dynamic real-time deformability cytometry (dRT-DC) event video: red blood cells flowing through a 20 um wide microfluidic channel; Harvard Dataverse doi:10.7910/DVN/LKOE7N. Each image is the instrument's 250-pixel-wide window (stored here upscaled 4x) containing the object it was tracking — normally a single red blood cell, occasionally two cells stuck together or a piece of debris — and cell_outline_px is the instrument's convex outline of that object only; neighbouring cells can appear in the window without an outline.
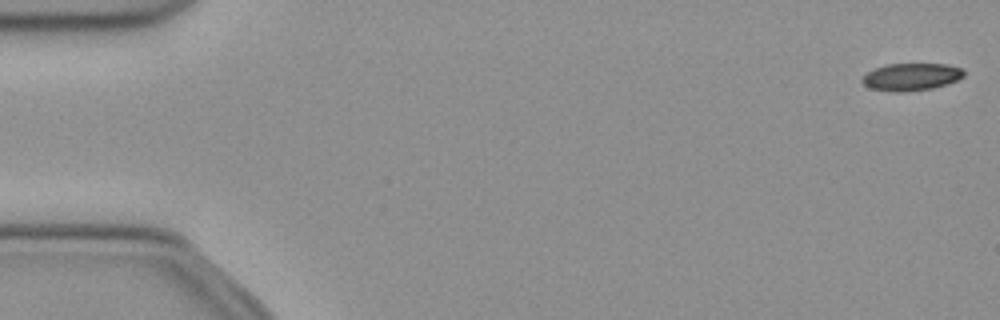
{"species": "common noctule bat (a hibernating species)", "species_latin": "Nyctalus noctula", "temperature_condition": "cold", "stored_images_in_passage": 52, "camera_frame_rate_fps": 3000, "um_per_image_px": 0.085, "animal": {"sex": "female", "body_mass_g": 21.9}, "frame": {"image": 1, "passage_image": 1, "time_ms": 0.0, "image_size_px": [1000, 320], "cell_outline_px": [[964, 76], [948, 84], [932, 88], [904, 92], [892, 92], [872, 88], [864, 84], [860, 80], [868, 72], [876, 68], [888, 64], [948, 64], [960, 68], [964, 72]], "centroid_in_image_um": [77.47, 6.53], "position_along_channel_um": 7.5, "area_um2": 16.07}}
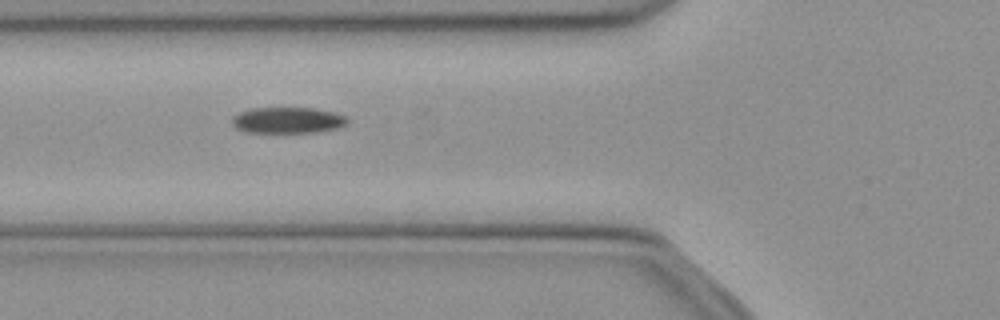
{"frame": {"image": 2, "passage_image": 19, "time_ms": 6.0, "image_size_px": [1000, 320], "cell_outline_px": [[348, 120], [344, 124], [336, 128], [312, 132], [244, 132], [236, 128], [232, 124], [232, 116], [240, 112], [252, 108], [312, 108], [332, 112], [344, 116]], "centroid_in_image_um": [24.37, 10.22], "position_along_channel_um": 101.4, "area_um2": 17.22}}
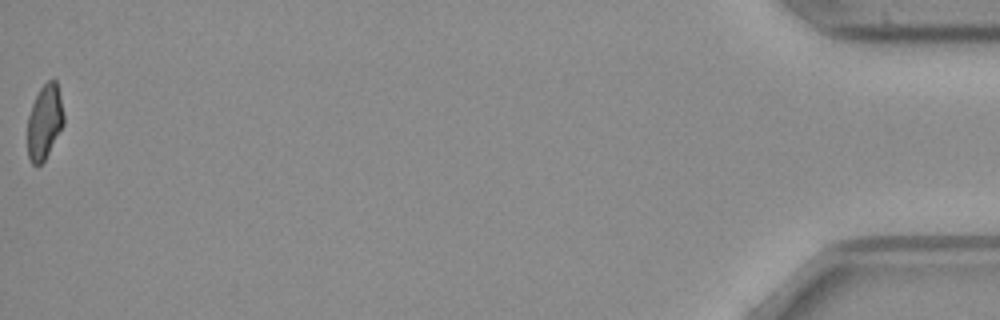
{"frame": {"image": 3, "passage_image": 52, "time_ms": 17.0, "image_size_px": [1000, 320], "cell_outline_px": [[64, 124], [44, 160], [40, 164], [32, 164], [28, 156], [28, 116], [32, 104], [40, 88], [48, 80], [56, 80], [60, 96], [64, 116]], "centroid_in_image_um": [3.79, 10.34], "position_along_channel_um": 431.4, "area_um2": 15.49}, "authors_computed_cell_mechanics": {"area_um2": 17.3111, "velocity_mm_per_s": 3.9508, "shape_relaxation_time_tau1_ms": 5.4564, "shape_relaxation_time_tau2_ms": null, "deformation_change_tau1": 0.1297, "deformation_change_tau2": null}}